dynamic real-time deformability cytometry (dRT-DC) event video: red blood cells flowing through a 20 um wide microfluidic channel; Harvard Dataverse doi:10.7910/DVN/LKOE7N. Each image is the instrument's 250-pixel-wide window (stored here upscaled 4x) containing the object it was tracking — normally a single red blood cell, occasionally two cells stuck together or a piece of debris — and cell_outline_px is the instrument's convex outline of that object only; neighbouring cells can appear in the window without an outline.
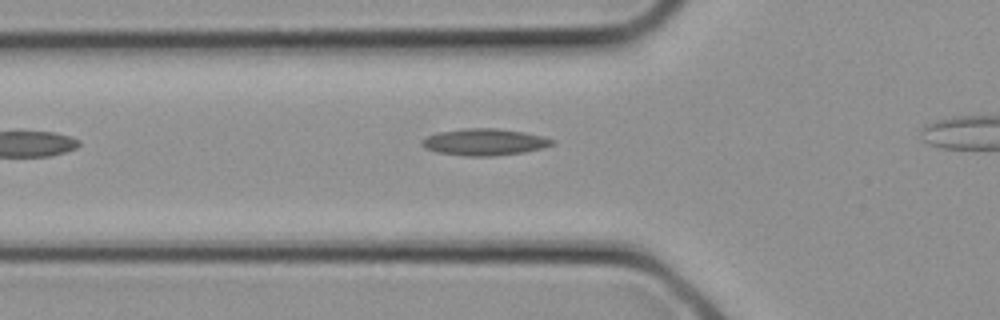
{"species": "common noctule bat (a hibernating species)", "species_latin": "Nyctalus noctula", "temperature_condition": "cold", "stored_images_in_passage": 3, "camera_frame_rate_fps": 3000, "um_per_image_px": 0.085, "animal": {"sex": "female", "body_mass_g": 21.9}, "frame": {"image": 1, "passage_image": 3, "time_ms": 0.667, "image_size_px": [1000, 320], "cell_outline_px": [[556, 144], [544, 148], [524, 152], [492, 156], [464, 156], [436, 152], [424, 148], [420, 144], [420, 140], [428, 136], [440, 132], [468, 128], [496, 128], [524, 132], [540, 136], [552, 140]], "centroid_in_image_um": [41.15, 12.08], "position_along_channel_um": 84.6, "area_um2": 20.23}}